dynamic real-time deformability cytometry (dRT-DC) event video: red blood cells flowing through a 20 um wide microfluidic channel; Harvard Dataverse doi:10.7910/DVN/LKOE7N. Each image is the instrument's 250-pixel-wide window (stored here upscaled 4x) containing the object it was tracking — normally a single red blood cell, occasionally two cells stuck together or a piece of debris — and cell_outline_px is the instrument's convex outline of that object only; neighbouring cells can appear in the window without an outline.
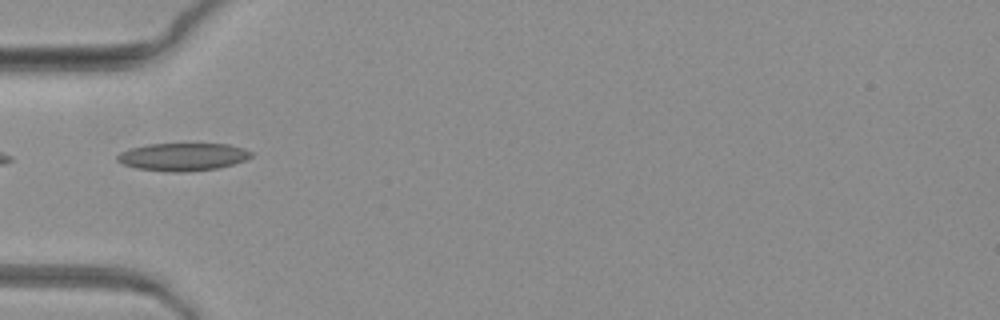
{"species": "common noctule bat (a hibernating species)", "species_latin": "Nyctalus noctula", "temperature_condition": "warm", "stored_images_in_passage": 40, "camera_frame_rate_fps": 3000, "um_per_image_px": 0.085, "animal": {"sex": "female", "body_mass_g": 19.3, "forearm_length_mm": 54.1}, "frame": {"image": 1, "passage_image": 1, "time_ms": 0.0, "image_size_px": [1000, 320], "cell_outline_px": [[252, 156], [244, 160], [232, 164], [216, 168], [184, 172], [164, 172], [136, 168], [124, 164], [116, 160], [116, 156], [120, 152], [132, 148], [148, 144], [228, 144], [244, 148], [252, 152]], "centroid_in_image_um": [15.52, 13.33], "position_along_channel_um": 69.5, "area_um2": 21.56}}
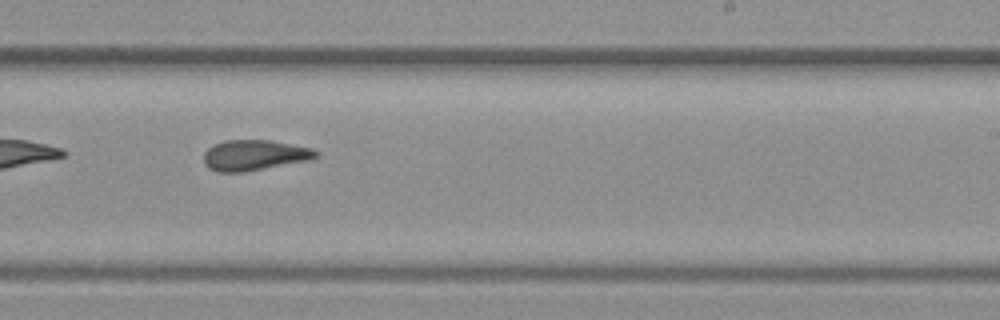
{"frame": {"image": 2, "passage_image": 18, "time_ms": 5.667, "image_size_px": [1000, 320], "cell_outline_px": [[320, 156], [308, 160], [244, 172], [216, 172], [208, 168], [204, 164], [204, 152], [208, 148], [224, 140], [272, 140], [312, 148], [320, 152]], "centroid_in_image_um": [21.63, 13.19], "position_along_channel_um": 267.4, "area_um2": 20.06}}
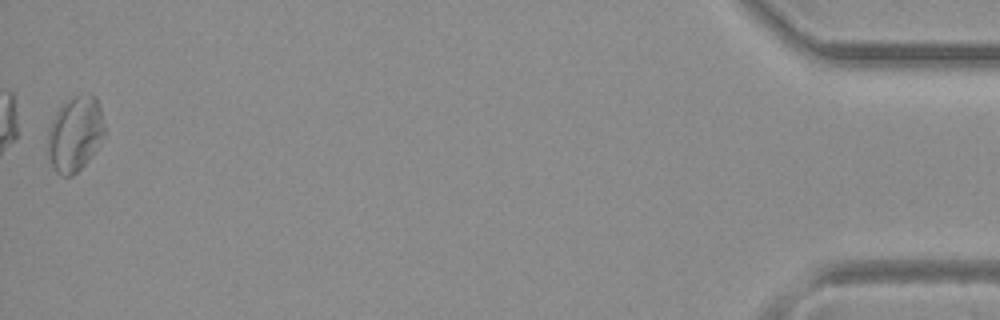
{"frame": {"image": 3, "passage_image": 40, "time_ms": 13.0, "image_size_px": [1000, 320], "cell_outline_px": [[104, 136], [88, 160], [72, 176], [60, 176], [52, 168], [48, 156], [48, 128], [56, 112], [64, 100], [88, 92], [96, 96], [100, 108], [104, 124]], "centroid_in_image_um": [6.36, 11.36], "position_along_channel_um": 428.8, "area_um2": 24.97}}